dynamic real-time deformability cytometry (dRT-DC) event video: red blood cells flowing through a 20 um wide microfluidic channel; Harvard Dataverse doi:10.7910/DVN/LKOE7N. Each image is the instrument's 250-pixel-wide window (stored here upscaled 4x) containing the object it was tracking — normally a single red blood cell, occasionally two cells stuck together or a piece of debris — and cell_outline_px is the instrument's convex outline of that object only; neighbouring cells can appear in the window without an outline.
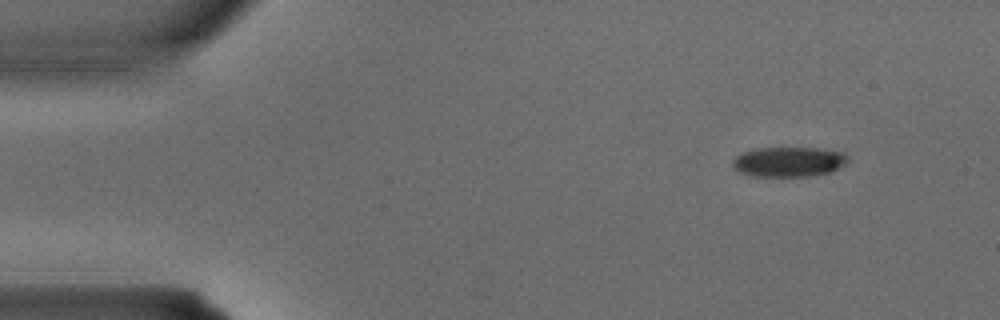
{"species": "common noctule bat (a hibernating species)", "species_latin": "Nyctalus noctula", "temperature_condition": "warm", "stored_images_in_passage": 3, "camera_frame_rate_fps": 3000, "um_per_image_px": 0.085, "animal": {"sex": "male", "body_mass_g": 15.6}, "frame": {"image": 1, "passage_image": 1, "time_ms": 0.0, "image_size_px": [1000, 320], "cell_outline_px": [[848, 160], [844, 164], [832, 172], [812, 176], [756, 176], [740, 172], [732, 164], [732, 160], [740, 152], [756, 148], [816, 148], [840, 152], [848, 156]], "centroid_in_image_um": [67.03, 13.75], "position_along_channel_um": 18.0, "area_um2": 20.0}}
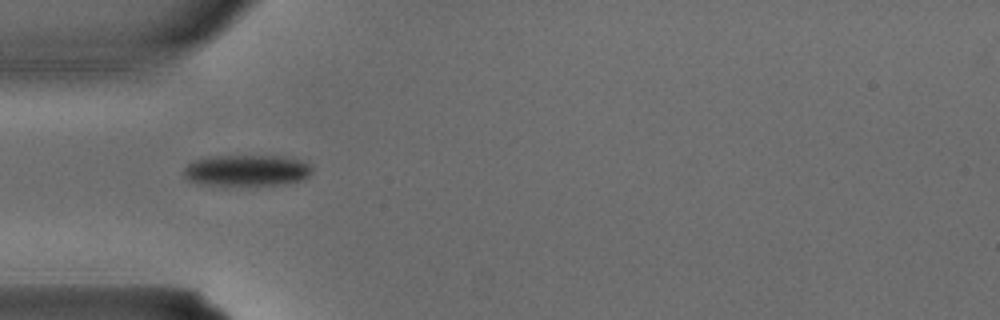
{"frame": {"image": 2, "passage_image": 3, "time_ms": 0.667, "image_size_px": [1000, 320], "cell_outline_px": [[312, 172], [304, 180], [292, 184], [224, 188], [196, 184], [188, 180], [184, 176], [184, 168], [188, 164], [196, 160], [212, 156], [280, 156], [296, 160], [308, 164], [312, 168]], "centroid_in_image_um": [20.93, 14.56], "position_along_channel_um": 64.1, "area_um2": 24.45}}